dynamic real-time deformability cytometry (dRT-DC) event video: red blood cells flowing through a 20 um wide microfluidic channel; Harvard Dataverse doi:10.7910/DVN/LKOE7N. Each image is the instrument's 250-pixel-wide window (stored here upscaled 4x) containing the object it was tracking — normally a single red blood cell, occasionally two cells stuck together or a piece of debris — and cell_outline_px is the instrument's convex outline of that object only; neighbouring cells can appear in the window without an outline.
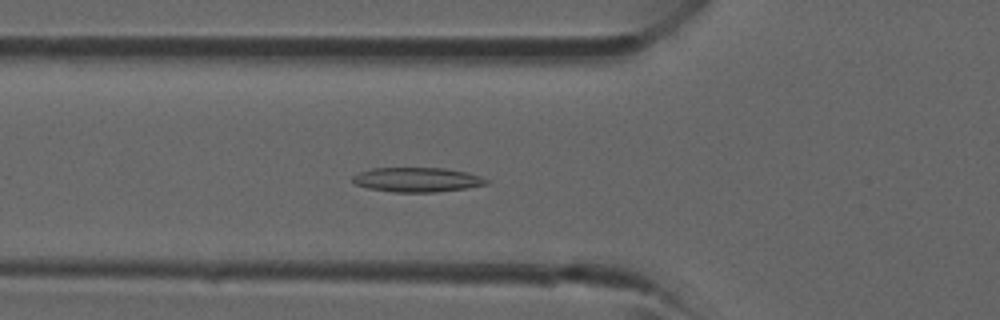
{"species": "common noctule bat (a hibernating species)", "species_latin": "Nyctalus noctula", "temperature_condition": "room temperature", "stored_images_in_passage": 37, "camera_frame_rate_fps": 3000, "um_per_image_px": 0.085, "animal": {"sex": "male", "forearm_length_mm": 52.5}, "frame": {"image": 1, "passage_image": 10, "time_ms": 3.0, "image_size_px": [1000, 320], "cell_outline_px": [[488, 184], [468, 188], [436, 192], [392, 192], [368, 188], [356, 184], [352, 180], [352, 176], [360, 172], [372, 168], [444, 168], [468, 172], [480, 176], [488, 180]], "centroid_in_image_um": [35.47, 15.27], "position_along_channel_um": 90.3, "area_um2": 19.13}}
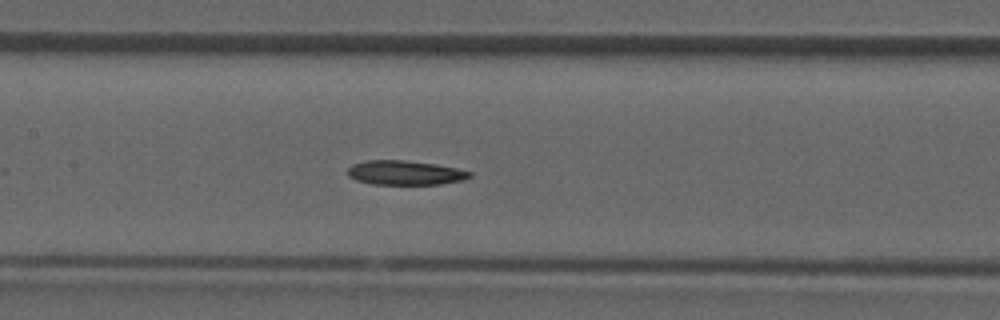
{"frame": {"image": 2, "passage_image": 15, "time_ms": 4.667, "image_size_px": [1000, 320], "cell_outline_px": [[472, 176], [464, 180], [440, 184], [372, 184], [356, 180], [348, 176], [348, 168], [352, 164], [364, 160], [404, 160], [436, 164], [456, 168], [472, 172]], "centroid_in_image_um": [34.42, 14.68], "position_along_channel_um": 173.0, "area_um2": 17.4}}
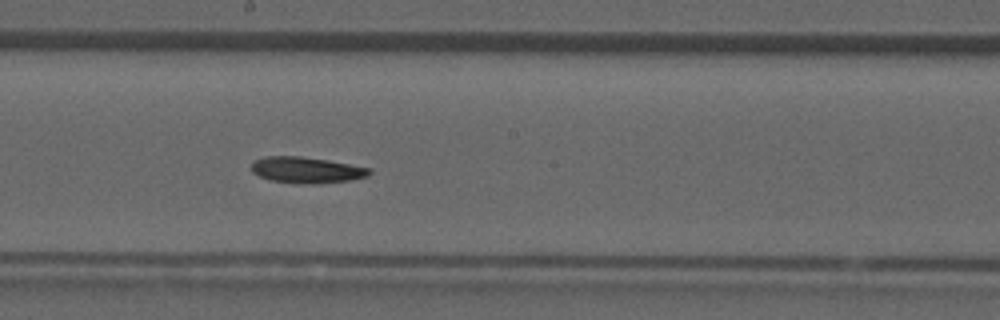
{"frame": {"image": 3, "passage_image": 18, "time_ms": 5.667, "image_size_px": [1000, 320], "cell_outline_px": [[372, 172], [368, 176], [348, 180], [312, 184], [272, 180], [260, 176], [252, 172], [252, 160], [264, 156], [300, 156], [328, 160], [372, 168]], "centroid_in_image_um": [26.06, 14.43], "position_along_channel_um": 222.1, "area_um2": 17.8}}